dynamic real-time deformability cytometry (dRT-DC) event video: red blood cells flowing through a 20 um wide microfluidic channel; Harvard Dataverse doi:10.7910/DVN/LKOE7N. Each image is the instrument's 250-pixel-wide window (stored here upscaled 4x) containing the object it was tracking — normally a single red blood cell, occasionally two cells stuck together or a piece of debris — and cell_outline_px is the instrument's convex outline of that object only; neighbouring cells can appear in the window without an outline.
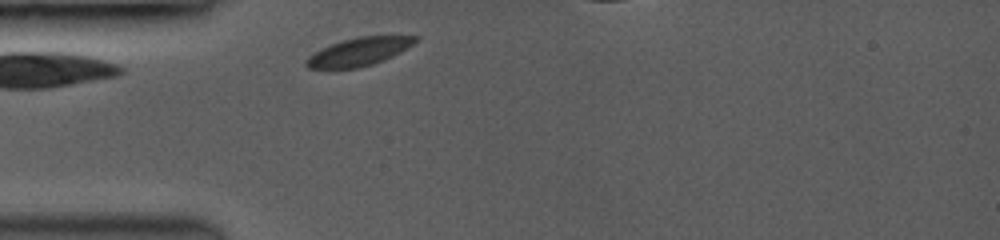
{"species": "common noctule bat (a hibernating species)", "species_latin": "Nyctalus noctula", "temperature_condition": "room temperature", "stored_images_in_passage": 34, "camera_frame_rate_fps": 3500, "um_per_image_px": 0.085, "animal": {"sex": "female", "body_mass_g": 19.0, "forearm_length_mm": 53.3}, "frame": {"image": 1, "passage_image": 1, "time_ms": 0.0, "image_size_px": [1000, 240], "cell_outline_px": [[420, 40], [372, 64], [356, 68], [308, 68], [304, 64], [304, 60], [308, 56], [320, 48], [344, 40], [360, 36], [420, 36]], "centroid_in_image_um": [30.43, 4.39], "position_along_channel_um": 54.6, "area_um2": 17.34}}
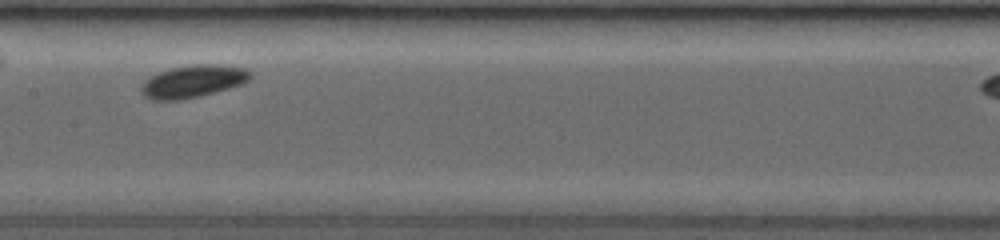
{"frame": {"image": 2, "passage_image": 14, "time_ms": 3.714, "image_size_px": [1000, 240], "cell_outline_px": [[252, 76], [244, 84], [196, 96], [176, 100], [156, 100], [148, 96], [140, 88], [144, 80], [160, 72], [172, 68], [192, 64], [216, 64], [244, 68], [252, 72]], "centroid_in_image_um": [16.46, 6.89], "position_along_channel_um": 190.9, "area_um2": 20.11}}
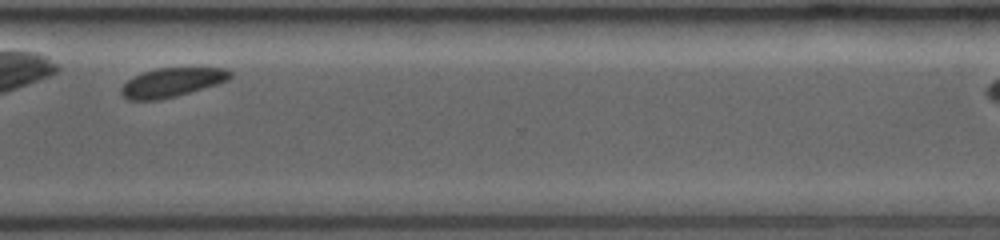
{"frame": {"image": 3, "passage_image": 29, "time_ms": 8.0, "image_size_px": [1000, 240], "cell_outline_px": [[232, 76], [228, 80], [216, 84], [176, 96], [160, 100], [128, 100], [120, 92], [120, 88], [128, 80], [144, 72], [160, 68], [224, 68], [232, 72]], "centroid_in_image_um": [14.61, 7.01], "position_along_channel_um": 356.0, "area_um2": 18.15}}